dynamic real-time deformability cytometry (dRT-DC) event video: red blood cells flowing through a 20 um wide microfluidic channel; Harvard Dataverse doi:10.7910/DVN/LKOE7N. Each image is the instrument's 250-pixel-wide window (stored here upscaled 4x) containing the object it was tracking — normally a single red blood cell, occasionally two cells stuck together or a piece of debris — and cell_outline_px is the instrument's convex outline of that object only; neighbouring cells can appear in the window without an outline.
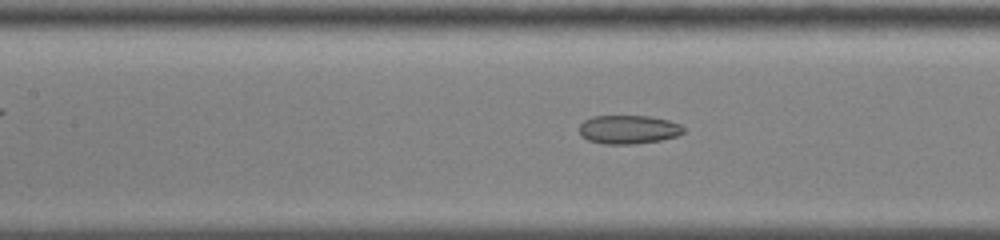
{"species": "common noctule bat (a hibernating species)", "species_latin": "Nyctalus noctula", "temperature_condition": "cold", "stored_images_in_passage": 56, "camera_frame_rate_fps": 3000, "um_per_image_px": 0.085, "animal": {"sex": "male", "body_mass_g": 13.0, "forearm_length_mm": 53.1}, "frame": {"image": 1, "passage_image": 27, "time_ms": 8.667, "image_size_px": [1000, 240], "cell_outline_px": [[684, 132], [676, 136], [660, 140], [632, 144], [604, 144], [588, 140], [580, 136], [580, 124], [584, 120], [592, 116], [648, 116], [668, 120], [680, 124], [684, 128]], "centroid_in_image_um": [53.4, 11.0], "position_along_channel_um": 154.0, "area_um2": 17.4}}
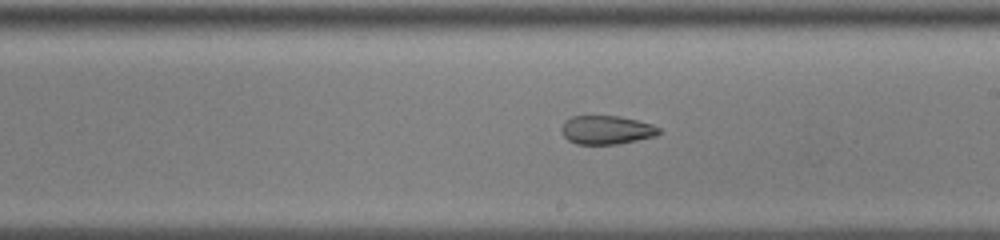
{"frame": {"image": 2, "passage_image": 34, "time_ms": 11.0, "image_size_px": [1000, 240], "cell_outline_px": [[660, 132], [656, 136], [616, 144], [576, 144], [568, 140], [560, 132], [560, 128], [564, 120], [572, 116], [620, 116], [652, 124], [660, 128]], "centroid_in_image_um": [51.51, 11.04], "position_along_channel_um": 237.5, "area_um2": 16.36}}
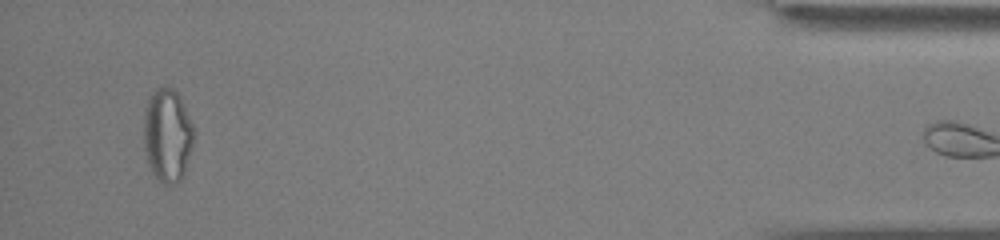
{"frame": {"image": 3, "passage_image": 55, "time_ms": 18.0, "image_size_px": [1000, 240], "cell_outline_px": [[192, 144], [184, 176], [176, 184], [164, 184], [152, 172], [148, 164], [144, 148], [144, 112], [148, 100], [152, 92], [156, 88], [164, 84], [172, 88], [180, 96], [192, 124]], "centroid_in_image_um": [14.21, 11.48], "position_along_channel_um": 421.0, "area_um2": 27.17}}